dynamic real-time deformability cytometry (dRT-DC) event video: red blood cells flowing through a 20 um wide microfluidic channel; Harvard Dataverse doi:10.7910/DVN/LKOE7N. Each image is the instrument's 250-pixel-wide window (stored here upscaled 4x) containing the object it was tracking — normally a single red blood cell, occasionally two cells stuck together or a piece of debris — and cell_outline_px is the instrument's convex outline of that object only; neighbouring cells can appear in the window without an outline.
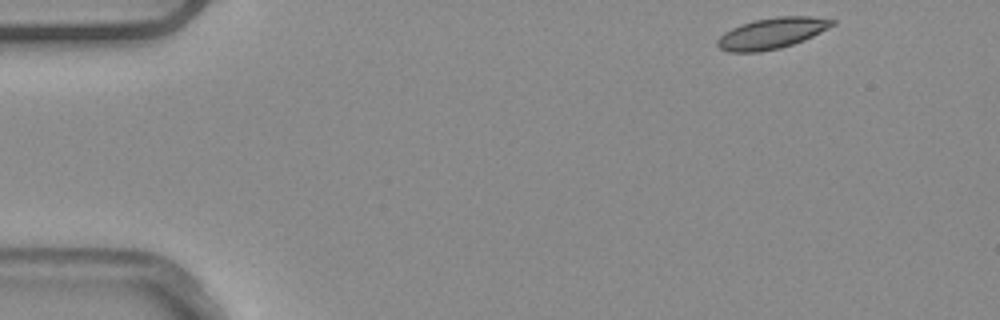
{"species": "common noctule bat (a hibernating species)", "species_latin": "Nyctalus noctula", "temperature_condition": "warm", "stored_images_in_passage": 10, "camera_frame_rate_fps": 3000, "um_per_image_px": 0.085, "animal": {"sex": "male", "body_mass_g": 20.4}, "frame": {"image": 1, "passage_image": 1, "time_ms": 0.0, "image_size_px": [1000, 320], "cell_outline_px": [[836, 24], [804, 40], [780, 48], [760, 52], [728, 52], [720, 48], [716, 44], [716, 40], [724, 32], [740, 24], [752, 20], [776, 16], [812, 16], [836, 20]], "centroid_in_image_um": [65.59, 2.82], "position_along_channel_um": 19.4, "area_um2": 20.87}}